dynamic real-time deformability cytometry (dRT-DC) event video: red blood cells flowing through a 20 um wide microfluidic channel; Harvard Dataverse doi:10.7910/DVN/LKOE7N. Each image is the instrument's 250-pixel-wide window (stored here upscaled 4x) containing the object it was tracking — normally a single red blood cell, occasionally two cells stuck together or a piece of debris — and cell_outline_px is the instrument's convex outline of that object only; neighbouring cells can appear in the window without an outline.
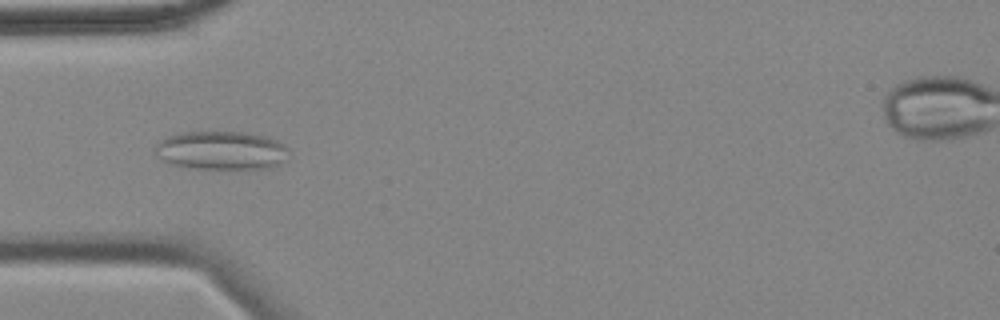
{"species": "common noctule bat (a hibernating species)", "species_latin": "Nyctalus noctula", "temperature_condition": "cold", "stored_images_in_passage": 57, "camera_frame_rate_fps": 3000, "um_per_image_px": 0.085, "animal": {"sex": "female", "body_mass_g": 18.4}, "frame": {"image": 1, "passage_image": 17, "time_ms": 5.333, "image_size_px": [1000, 320], "cell_outline_px": [[288, 160], [268, 168], [180, 168], [156, 156], [152, 152], [152, 148], [160, 140], [168, 136], [184, 132], [244, 132], [268, 136], [276, 140], [288, 148]], "centroid_in_image_um": [18.78, 12.79], "position_along_channel_um": 66.2, "area_um2": 30.35}}
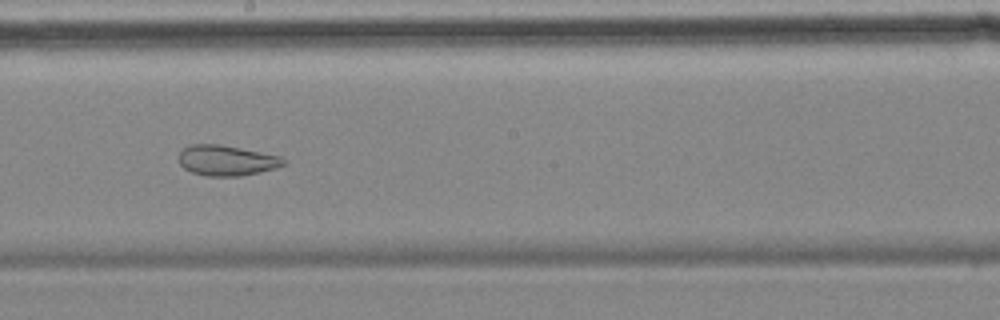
{"frame": {"image": 2, "passage_image": 31, "time_ms": 10.0, "image_size_px": [1000, 320], "cell_outline_px": [[288, 164], [276, 168], [260, 172], [240, 176], [208, 176], [192, 172], [184, 168], [180, 164], [180, 152], [188, 144], [220, 144], [280, 156], [288, 160]], "centroid_in_image_um": [19.3, 13.64], "position_along_channel_um": 228.9, "area_um2": 18.61}}
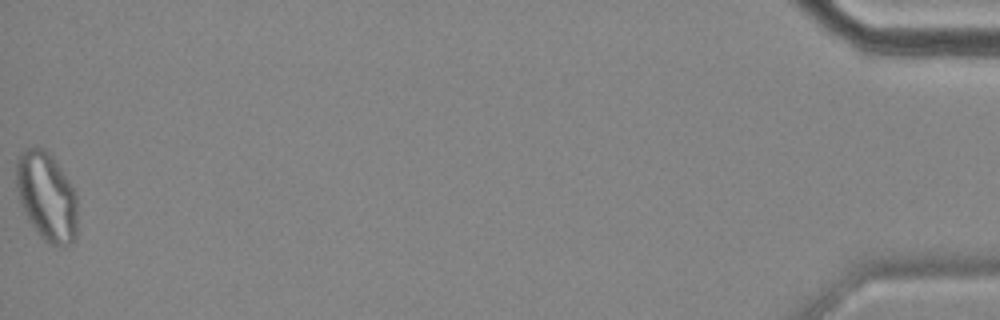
{"frame": {"image": 3, "passage_image": 57, "time_ms": 18.667, "image_size_px": [1000, 320], "cell_outline_px": [[76, 236], [72, 244], [64, 248], [48, 244], [40, 236], [28, 220], [20, 204], [16, 188], [16, 160], [20, 152], [24, 148], [44, 148], [52, 152], [76, 192]], "centroid_in_image_um": [3.96, 16.69], "position_along_channel_um": 431.2, "area_um2": 32.43}, "authors_computed_cell_mechanics": {"area_um2": 27.0504, "velocity_mm_per_s": 3.4985, "shape_relaxation_time_tau1_ms": null, "shape_relaxation_time_tau2_ms": 1.9036, "deformation_change_tau1": null, "deformation_change_tau2": 0.0822}}